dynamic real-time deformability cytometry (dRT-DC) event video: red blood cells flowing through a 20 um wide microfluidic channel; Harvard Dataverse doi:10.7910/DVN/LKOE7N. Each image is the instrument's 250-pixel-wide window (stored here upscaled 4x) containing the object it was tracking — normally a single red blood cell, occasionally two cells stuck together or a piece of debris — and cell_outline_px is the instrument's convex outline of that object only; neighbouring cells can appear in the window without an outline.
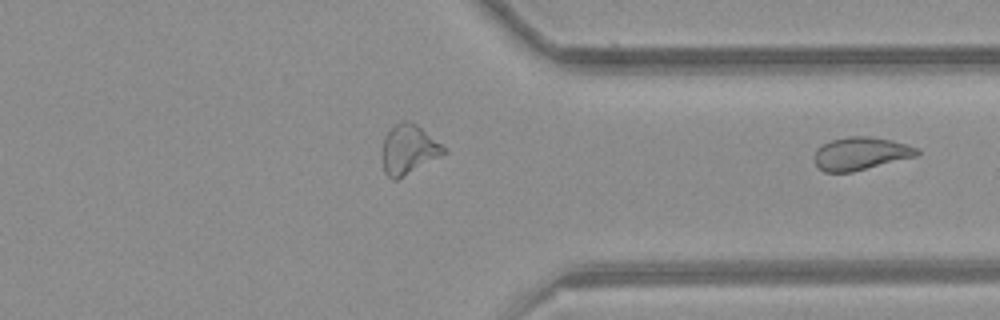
{"species": "common noctule bat (a hibernating species)", "species_latin": "Nyctalus noctula", "temperature_condition": "room temperature", "stored_images_in_passage": 34, "segment_of_instrument_passage": [2, 2], "camera_frame_rate_fps": 3000, "um_per_image_px": 0.085, "animal": {"sex": "female", "body_mass_g": 21.9}, "frame": {"image": 1, "passage_image": 34, "time_ms": 11.0, "image_size_px": [1000, 320], "cell_outline_px": [[920, 152], [916, 156], [852, 172], [824, 172], [812, 160], [812, 156], [816, 148], [832, 140], [848, 136], [868, 136], [892, 140], [908, 144], [920, 148]], "centroid_in_image_um": [73.14, 13.05], "position_along_channel_um": 338.3, "area_um2": 19.83}}